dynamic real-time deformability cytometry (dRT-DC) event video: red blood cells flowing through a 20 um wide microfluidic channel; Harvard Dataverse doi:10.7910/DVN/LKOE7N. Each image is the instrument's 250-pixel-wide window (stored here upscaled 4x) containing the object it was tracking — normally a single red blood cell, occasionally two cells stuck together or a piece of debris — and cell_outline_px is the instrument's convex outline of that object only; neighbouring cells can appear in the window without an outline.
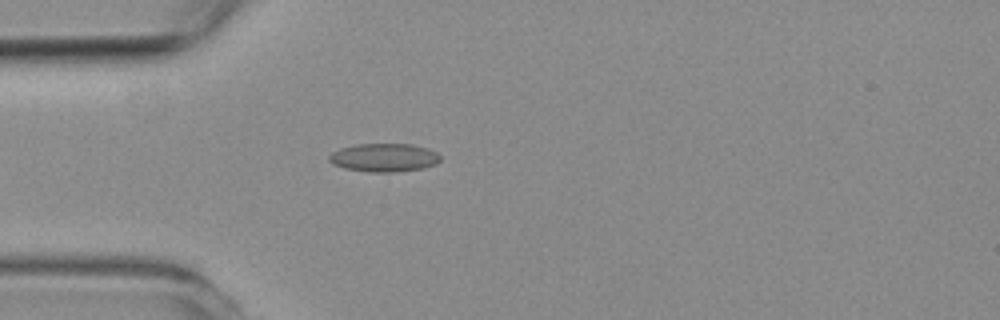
{"species": "common noctule bat (a hibernating species)", "species_latin": "Nyctalus noctula", "temperature_condition": "room temperature", "stored_images_in_passage": 49, "camera_frame_rate_fps": 3000, "um_per_image_px": 0.085, "animal": {"sex": "female", "body_mass_g": 19.3, "forearm_length_mm": 54.1}, "frame": {"image": 1, "passage_image": 8, "time_ms": 2.333, "image_size_px": [1000, 320], "cell_outline_px": [[440, 160], [436, 164], [420, 168], [396, 172], [368, 172], [344, 168], [332, 164], [328, 160], [328, 156], [332, 152], [340, 148], [356, 144], [412, 144], [428, 148], [436, 152], [440, 156]], "centroid_in_image_um": [32.61, 13.39], "position_along_channel_um": 52.4, "area_um2": 18.44}}
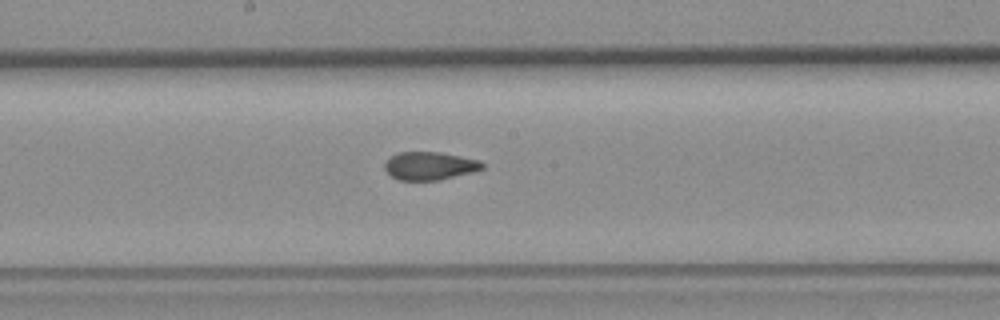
{"frame": {"image": 2, "passage_image": 22, "time_ms": 7.0, "image_size_px": [1000, 320], "cell_outline_px": [[484, 168], [472, 172], [440, 180], [400, 180], [392, 176], [384, 168], [384, 164], [392, 156], [400, 152], [440, 152], [480, 160], [484, 164]], "centroid_in_image_um": [36.55, 14.1], "position_along_channel_um": 211.6, "area_um2": 15.84}}
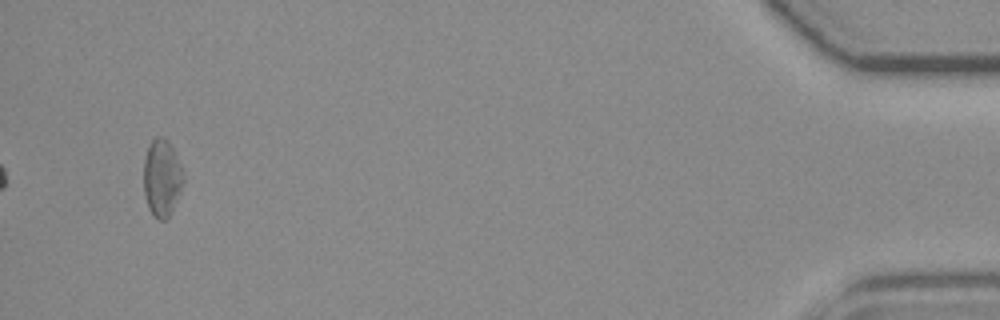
{"frame": {"image": 3, "passage_image": 47, "time_ms": 15.333, "image_size_px": [1000, 320], "cell_outline_px": [[184, 180], [180, 192], [172, 212], [164, 220], [160, 220], [152, 216], [148, 208], [144, 196], [144, 156], [148, 144], [156, 136], [164, 136], [168, 140], [184, 172]], "centroid_in_image_um": [13.75, 15.12], "position_along_channel_um": 421.5, "area_um2": 18.15}, "authors_computed_cell_mechanics": {"area_um2": 16.9354, "velocity_mm_per_s": 3.5568, "shape_relaxation_time_tau1_ms": null, "shape_relaxation_time_tau2_ms": 1.8144, "deformation_change_tau1": null, "deformation_change_tau2": 0.0571}}